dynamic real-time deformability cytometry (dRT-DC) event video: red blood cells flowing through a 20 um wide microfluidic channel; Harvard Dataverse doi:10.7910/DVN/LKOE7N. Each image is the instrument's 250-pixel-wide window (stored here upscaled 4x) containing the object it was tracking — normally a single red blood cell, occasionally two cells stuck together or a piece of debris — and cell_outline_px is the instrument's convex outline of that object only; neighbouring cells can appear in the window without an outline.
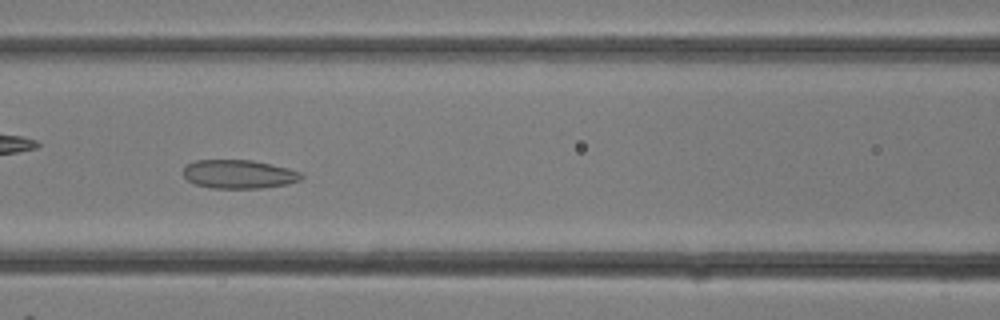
{"species": "common noctule bat (a hibernating species)", "species_latin": "Nyctalus noctula", "temperature_condition": "room temperature", "stored_images_in_passage": 22, "camera_frame_rate_fps": 3000, "um_per_image_px": 0.085, "animal": {"sex": "female"}, "frame": {"image": 1, "passage_image": 13, "time_ms": 4.0, "image_size_px": [1000, 320], "cell_outline_px": [[304, 176], [300, 180], [288, 184], [260, 188], [212, 188], [196, 184], [188, 180], [184, 176], [184, 164], [196, 160], [252, 160], [288, 168], [300, 172]], "centroid_in_image_um": [20.3, 14.8], "position_along_channel_um": 146.3, "area_um2": 19.71}}
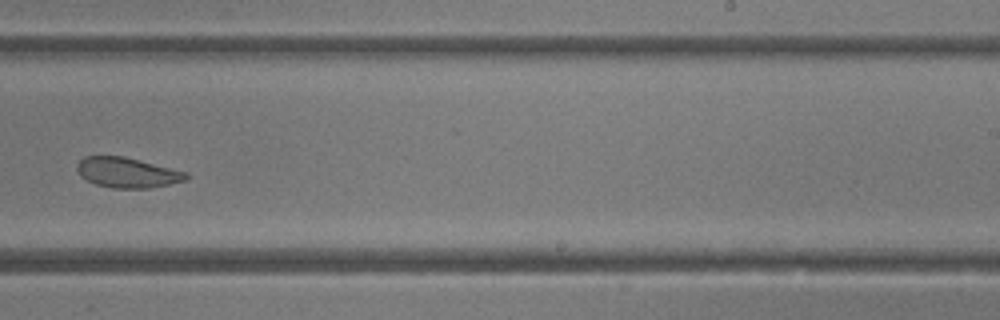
{"frame": {"image": 2, "passage_image": 19, "time_ms": 6.0, "image_size_px": [1000, 320], "cell_outline_px": [[188, 180], [148, 188], [112, 188], [96, 184], [80, 176], [76, 168], [76, 164], [84, 156], [124, 156], [188, 172]], "centroid_in_image_um": [10.82, 14.66], "position_along_channel_um": 278.2, "area_um2": 19.19}}